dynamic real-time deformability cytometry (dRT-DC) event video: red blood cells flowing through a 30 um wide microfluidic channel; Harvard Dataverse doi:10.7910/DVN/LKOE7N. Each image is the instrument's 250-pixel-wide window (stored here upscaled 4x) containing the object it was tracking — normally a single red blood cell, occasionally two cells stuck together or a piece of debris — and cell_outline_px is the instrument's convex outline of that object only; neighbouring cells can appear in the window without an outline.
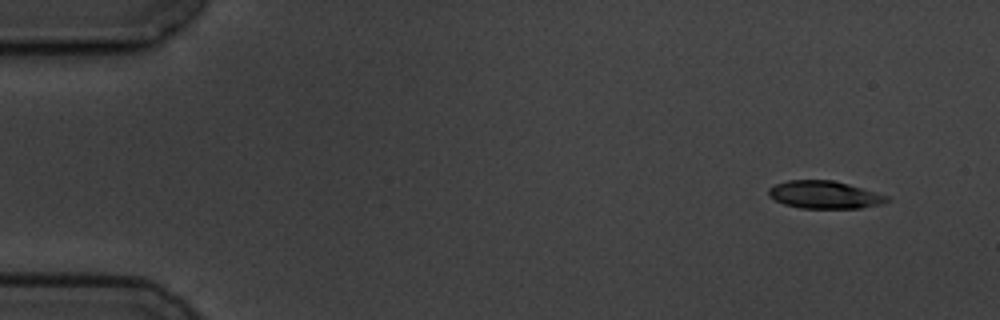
{"species": "common noctule bat (a hibernating species)", "species_latin": "Nyctalus noctula", "temperature_condition": "cold", "stored_images_in_passage": 8, "camera_frame_rate_fps": 3000, "um_per_image_px": 0.085, "animal": {"sex": "male", "body_mass_g": 19.5, "forearm_length_mm": 54.6}, "frame": {"image": 1, "passage_image": 1, "time_ms": 0.0, "image_size_px": [1000, 320], "cell_outline_px": [[888, 200], [880, 204], [860, 208], [800, 208], [784, 204], [768, 196], [768, 188], [776, 184], [788, 180], [832, 180], [848, 184], [888, 196]], "centroid_in_image_um": [70.03, 16.55], "position_along_channel_um": 15.0, "area_um2": 18.84}}
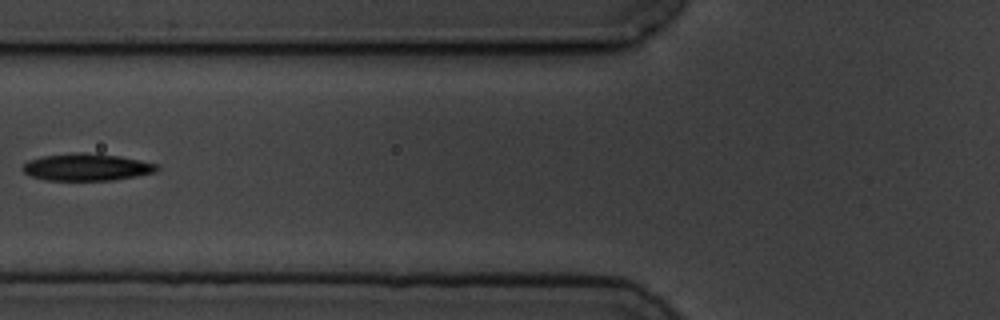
{"frame": {"image": 2, "passage_image": 5, "time_ms": 6.0, "image_size_px": [1000, 320], "cell_outline_px": [[160, 168], [156, 172], [136, 176], [112, 180], [44, 180], [32, 176], [24, 172], [20, 168], [28, 160], [44, 156], [76, 152], [84, 152], [120, 156], [160, 164]], "centroid_in_image_um": [7.4, 14.2], "position_along_channel_um": 118.4, "area_um2": 21.33}}
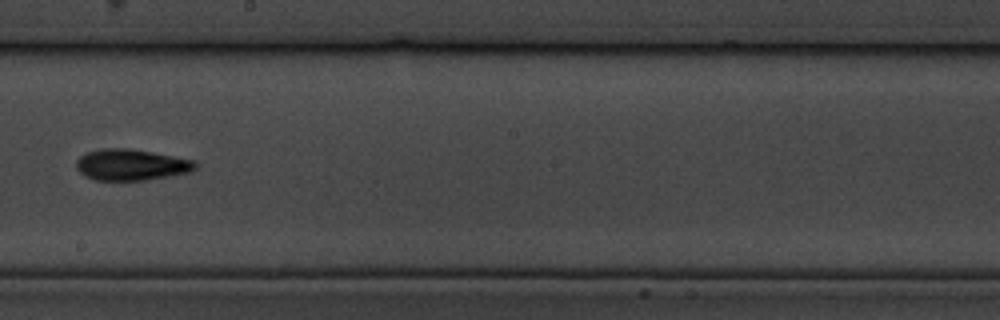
{"frame": {"image": 3, "passage_image": 8, "time_ms": 9.333, "image_size_px": [1000, 320], "cell_outline_px": [[200, 164], [192, 172], [144, 180], [96, 180], [84, 176], [76, 168], [76, 160], [80, 156], [88, 152], [104, 148], [128, 148], [152, 152], [192, 160]], "centroid_in_image_um": [11.15, 14.01], "position_along_channel_um": 237.0, "area_um2": 21.62}}